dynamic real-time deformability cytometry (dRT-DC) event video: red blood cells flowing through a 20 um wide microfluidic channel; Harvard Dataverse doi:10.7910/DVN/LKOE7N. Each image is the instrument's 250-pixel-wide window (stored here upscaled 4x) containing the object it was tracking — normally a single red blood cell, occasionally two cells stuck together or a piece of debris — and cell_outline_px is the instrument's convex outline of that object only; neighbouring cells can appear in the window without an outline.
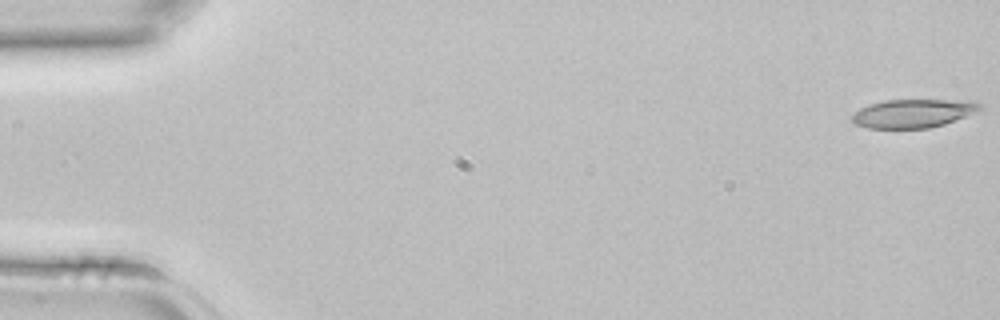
{"species": "common noctule bat (a hibernating species)", "species_latin": "Nyctalus noctula", "temperature_condition": "room temperature", "stored_images_in_passage": 5, "camera_frame_rate_fps": 3000, "um_per_image_px": 0.085, "animal": {"sex": "female", "body_mass_g": 22.7, "forearm_length_mm": 54.2}, "frame": {"image": 1, "passage_image": 1, "time_ms": 0.0, "image_size_px": [1000, 320], "cell_outline_px": [[984, 108], [944, 124], [928, 128], [868, 128], [856, 124], [852, 120], [852, 116], [860, 108], [868, 104], [884, 100], [976, 100]], "centroid_in_image_um": [77.63, 9.62], "position_along_channel_um": 7.4, "area_um2": 21.15}}
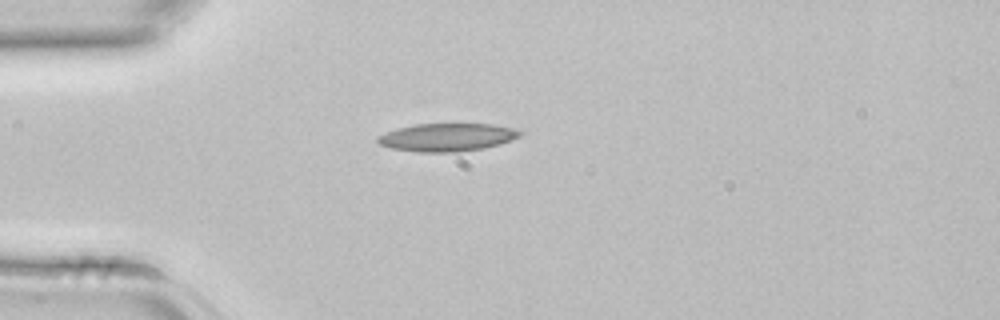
{"frame": {"image": 2, "passage_image": 4, "time_ms": 1.0, "image_size_px": [1000, 320], "cell_outline_px": [[524, 132], [520, 136], [512, 140], [500, 144], [484, 148], [456, 152], [420, 152], [392, 148], [380, 144], [376, 140], [376, 136], [396, 128], [416, 124], [492, 124], [512, 128]], "centroid_in_image_um": [38.0, 11.66], "position_along_channel_um": 47.0, "area_um2": 23.18}}